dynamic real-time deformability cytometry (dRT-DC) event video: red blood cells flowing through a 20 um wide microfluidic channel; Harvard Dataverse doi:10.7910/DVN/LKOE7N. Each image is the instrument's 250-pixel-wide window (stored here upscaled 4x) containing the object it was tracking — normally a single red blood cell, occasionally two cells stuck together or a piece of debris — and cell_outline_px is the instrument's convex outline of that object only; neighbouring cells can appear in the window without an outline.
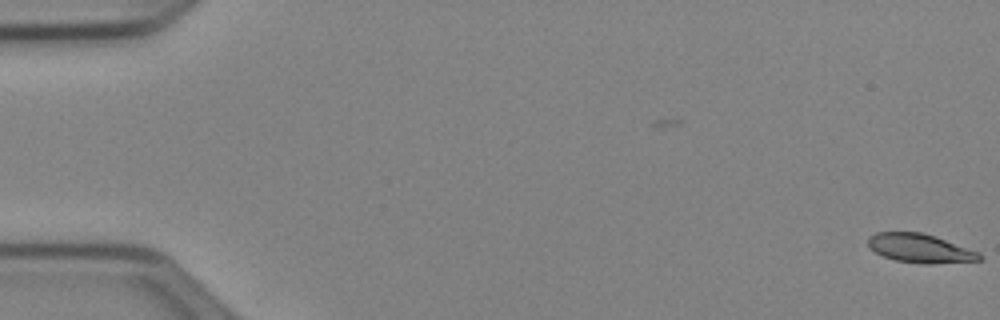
{"species": "Egyptian fruit bat (a non-hibernating species)", "species_latin": "Rousettus aegyptiacus", "temperature_condition": "cold", "stored_images_in_passage": 3, "camera_frame_rate_fps": 3000, "um_per_image_px": 0.085, "animal": {"sex": "female"}, "frame": {"image": 1, "passage_image": 3, "time_ms": 0.667, "image_size_px": [1000, 320], "cell_outline_px": [[980, 260], [928, 264], [924, 264], [896, 260], [884, 256], [876, 252], [868, 244], [868, 236], [876, 232], [920, 232], [936, 236], [980, 252]], "centroid_in_image_um": [78.2, 21.09], "position_along_channel_um": 6.8, "area_um2": 18.55}}